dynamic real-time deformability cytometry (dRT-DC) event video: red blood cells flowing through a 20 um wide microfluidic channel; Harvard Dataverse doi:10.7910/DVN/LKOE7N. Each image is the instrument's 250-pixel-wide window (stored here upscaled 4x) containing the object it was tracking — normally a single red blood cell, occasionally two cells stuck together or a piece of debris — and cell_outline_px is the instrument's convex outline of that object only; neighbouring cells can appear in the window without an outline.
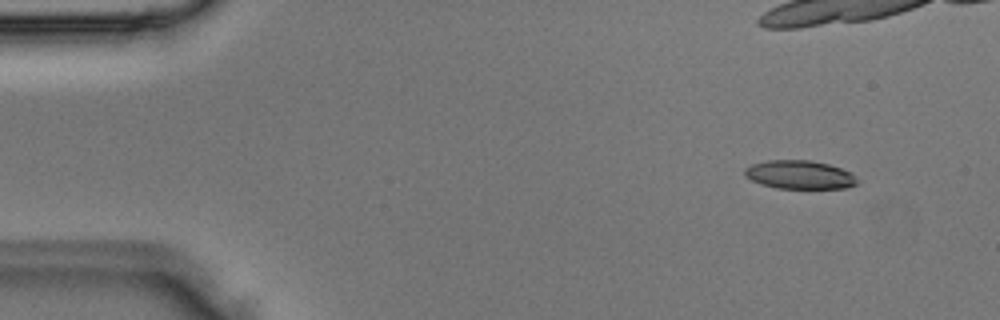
{"species": "Egyptian fruit bat (a non-hibernating species)", "species_latin": "Rousettus aegyptiacus", "temperature_condition": "room temperature", "stored_images_in_passage": 4, "camera_frame_rate_fps": 3000, "um_per_image_px": 0.085, "animal": {"sex": "male"}, "frame": {"image": 1, "passage_image": 1, "time_ms": 0.0, "image_size_px": [1000, 320], "cell_outline_px": [[856, 184], [848, 188], [776, 188], [760, 184], [744, 176], [744, 168], [752, 164], [768, 160], [812, 160], [828, 164], [840, 168], [856, 176]], "centroid_in_image_um": [67.93, 14.85], "position_along_channel_um": 17.1, "area_um2": 18.67}}